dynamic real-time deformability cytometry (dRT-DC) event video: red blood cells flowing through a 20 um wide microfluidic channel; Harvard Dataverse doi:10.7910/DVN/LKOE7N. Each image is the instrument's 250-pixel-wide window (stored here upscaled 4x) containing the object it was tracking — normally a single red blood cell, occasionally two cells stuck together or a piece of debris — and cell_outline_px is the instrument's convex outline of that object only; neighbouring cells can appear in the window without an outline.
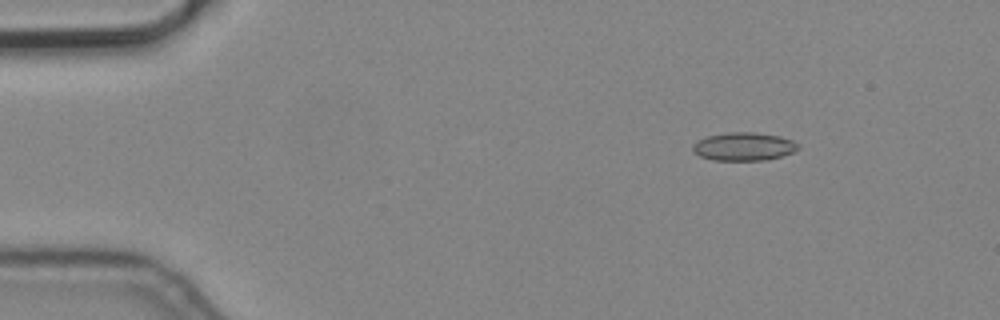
{"species": "common noctule bat (a hibernating species)", "species_latin": "Nyctalus noctula", "temperature_condition": "cold", "stored_images_in_passage": 5, "camera_frame_rate_fps": 3000, "um_per_image_px": 0.085, "animal": {"sex": "male", "body_mass_g": 19.2, "forearm_length_mm": 51.8}, "frame": {"image": 1, "passage_image": 3, "time_ms": 0.667, "image_size_px": [1000, 320], "cell_outline_px": [[800, 148], [792, 152], [768, 160], [712, 160], [700, 156], [692, 152], [692, 144], [696, 140], [708, 136], [728, 132], [756, 132], [780, 136], [792, 140], [800, 144]], "centroid_in_image_um": [63.2, 12.45], "position_along_channel_um": 21.8, "area_um2": 17.51}}